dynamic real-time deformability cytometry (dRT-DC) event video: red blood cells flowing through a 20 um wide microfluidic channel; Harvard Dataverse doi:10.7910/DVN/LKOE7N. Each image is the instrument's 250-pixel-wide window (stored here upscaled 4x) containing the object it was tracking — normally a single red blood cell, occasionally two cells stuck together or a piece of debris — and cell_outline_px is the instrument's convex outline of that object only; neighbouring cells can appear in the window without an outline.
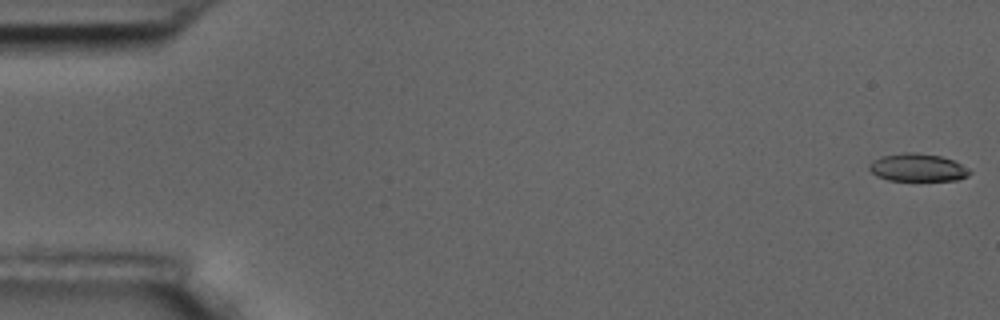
{"species": "common noctule bat (a hibernating species)", "species_latin": "Nyctalus noctula", "temperature_condition": "room temperature", "stored_images_in_passage": 4, "camera_frame_rate_fps": 3000, "um_per_image_px": 0.085, "animal": {"sex": "male", "body_mass_g": 17.5, "forearm_length_mm": 52.3}, "frame": {"image": 1, "passage_image": 1, "time_ms": 0.0, "image_size_px": [1000, 320], "cell_outline_px": [[972, 172], [968, 176], [956, 180], [888, 180], [876, 176], [868, 168], [872, 160], [880, 156], [904, 152], [916, 152], [940, 156], [952, 160], [960, 164]], "centroid_in_image_um": [77.96, 14.23], "position_along_channel_um": 7.0, "area_um2": 16.18}}